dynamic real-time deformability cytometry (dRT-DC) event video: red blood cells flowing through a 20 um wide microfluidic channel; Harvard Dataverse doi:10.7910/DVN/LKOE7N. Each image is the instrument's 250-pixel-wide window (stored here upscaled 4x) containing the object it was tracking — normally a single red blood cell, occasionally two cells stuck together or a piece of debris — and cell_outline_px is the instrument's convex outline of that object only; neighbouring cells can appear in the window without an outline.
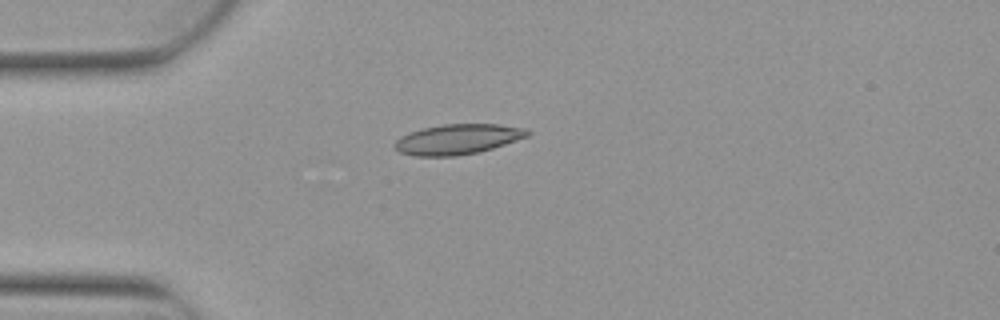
{"species": "Egyptian fruit bat (a non-hibernating species)", "species_latin": "Rousettus aegyptiacus", "temperature_condition": "warm", "stored_images_in_passage": 5, "camera_frame_rate_fps": 3000, "um_per_image_px": 0.085, "animal": {"sex": "female"}, "frame": {"image": 1, "passage_image": 2, "time_ms": 0.333, "image_size_px": [1000, 320], "cell_outline_px": [[532, 132], [528, 136], [480, 152], [456, 156], [416, 156], [400, 152], [392, 144], [400, 136], [420, 128], [444, 124], [500, 124], [524, 128]], "centroid_in_image_um": [38.88, 11.83], "position_along_channel_um": 46.1, "area_um2": 23.41}}
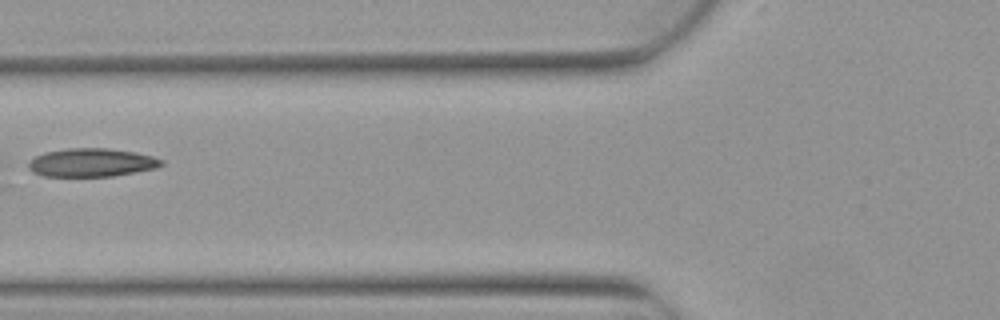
{"frame": {"image": 2, "passage_image": 4, "time_ms": 1.0, "image_size_px": [1000, 320], "cell_outline_px": [[164, 164], [156, 168], [112, 176], [44, 176], [32, 172], [28, 168], [28, 164], [36, 156], [44, 152], [68, 148], [108, 148], [136, 152], [152, 156], [164, 160]], "centroid_in_image_um": [7.8, 13.81], "position_along_channel_um": 118.0, "area_um2": 21.96}}
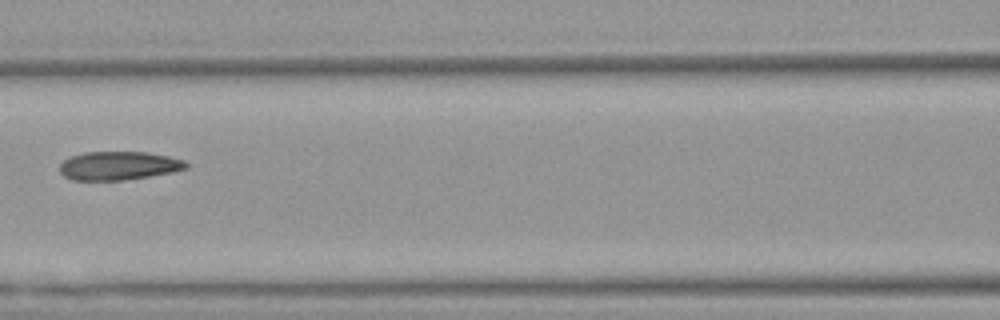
{"frame": {"image": 3, "passage_image": 5, "time_ms": 1.333, "image_size_px": [1000, 320], "cell_outline_px": [[188, 168], [172, 172], [124, 180], [72, 180], [64, 176], [60, 172], [60, 164], [64, 160], [72, 156], [84, 152], [144, 152], [168, 156], [184, 160], [188, 164]], "centroid_in_image_um": [10.08, 14.08], "position_along_channel_um": 156.5, "area_um2": 20.92}}